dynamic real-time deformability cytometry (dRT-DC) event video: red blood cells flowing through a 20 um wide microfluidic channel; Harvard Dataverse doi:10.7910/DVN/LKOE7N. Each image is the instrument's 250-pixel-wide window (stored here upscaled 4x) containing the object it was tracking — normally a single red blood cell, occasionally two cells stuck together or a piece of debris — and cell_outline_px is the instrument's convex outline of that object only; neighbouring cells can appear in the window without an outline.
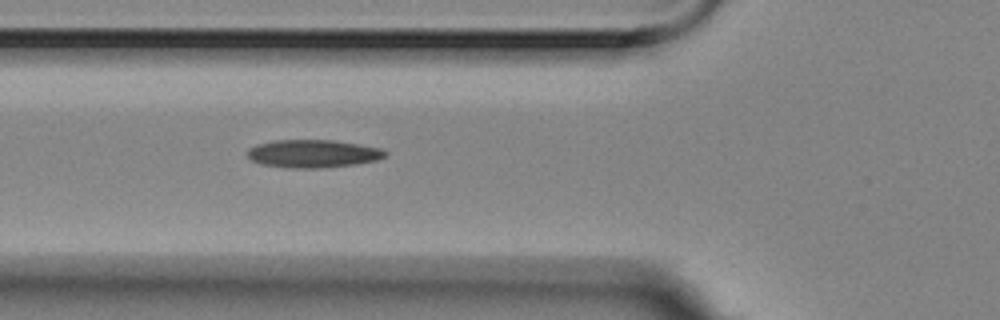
{"species": "Egyptian fruit bat (a non-hibernating species)", "species_latin": "Rousettus aegyptiacus", "temperature_condition": "room temperature", "stored_images_in_passage": 2, "camera_frame_rate_fps": 3000, "um_per_image_px": 0.085, "animal": {"sex": "female"}, "frame": {"image": 1, "passage_image": 2, "time_ms": 0.333, "image_size_px": [1000, 320], "cell_outline_px": [[388, 152], [384, 156], [376, 160], [356, 164], [320, 168], [288, 168], [260, 164], [252, 160], [248, 156], [248, 148], [256, 144], [272, 140], [332, 140], [384, 148]], "centroid_in_image_um": [26.6, 13.06], "position_along_channel_um": 99.2, "area_um2": 22.54}}